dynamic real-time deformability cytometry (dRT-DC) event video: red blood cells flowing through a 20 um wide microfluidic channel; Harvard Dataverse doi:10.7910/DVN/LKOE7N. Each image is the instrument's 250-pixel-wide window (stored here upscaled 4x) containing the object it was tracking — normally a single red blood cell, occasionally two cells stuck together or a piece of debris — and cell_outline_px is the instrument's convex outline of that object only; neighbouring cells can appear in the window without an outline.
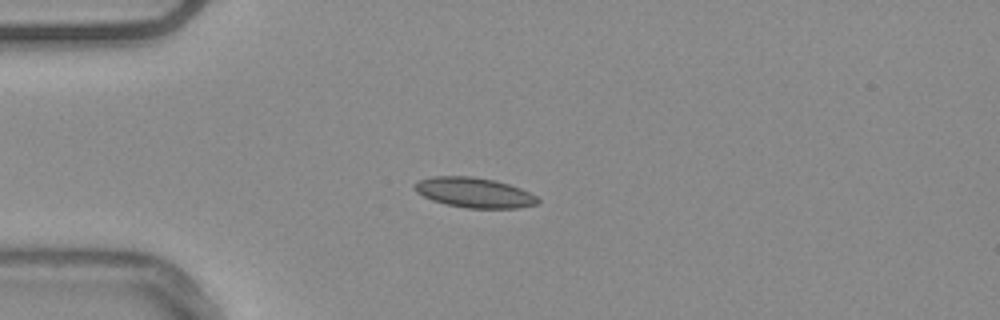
{"species": "common noctule bat (a hibernating species)", "species_latin": "Nyctalus noctula", "temperature_condition": "warm", "stored_images_in_passage": 48, "camera_frame_rate_fps": 3000, "um_per_image_px": 0.085, "animal": {"sex": "male", "body_mass_g": 20.4}, "frame": {"image": 1, "passage_image": 14, "time_ms": 4.333, "image_size_px": [1000, 320], "cell_outline_px": [[540, 200], [536, 204], [520, 208], [464, 208], [444, 204], [432, 200], [416, 192], [412, 188], [420, 180], [436, 176], [472, 176], [492, 180], [508, 184], [520, 188], [536, 196]], "centroid_in_image_um": [40.3, 16.38], "position_along_channel_um": 44.7, "area_um2": 21.44}, "authors_computed_cell_mechanics": {"area_um2": 19.941, "velocity_mm_per_s": 3.7497, "shape_relaxation_time_tau1_ms": null, "shape_relaxation_time_tau2_ms": 4.9262, "deformation_change_tau1": null, "deformation_change_tau2": 0.0888}}